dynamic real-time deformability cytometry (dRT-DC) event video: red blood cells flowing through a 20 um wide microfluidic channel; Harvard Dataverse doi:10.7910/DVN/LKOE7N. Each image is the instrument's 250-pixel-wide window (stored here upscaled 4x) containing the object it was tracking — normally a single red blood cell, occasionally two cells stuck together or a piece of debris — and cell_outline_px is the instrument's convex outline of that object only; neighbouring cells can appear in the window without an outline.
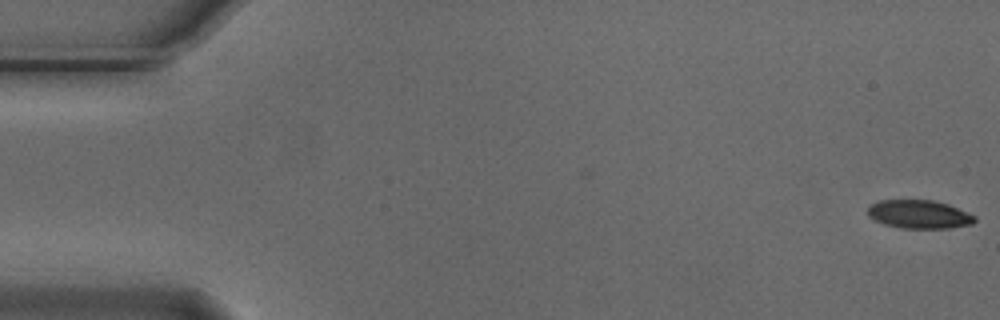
{"species": "Egyptian fruit bat (a non-hibernating species)", "species_latin": "Rousettus aegyptiacus", "temperature_condition": "cold", "stored_images_in_passage": 6, "camera_frame_rate_fps": 3000, "um_per_image_px": 0.085, "animal": {"sex": "male"}, "frame": {"image": 1, "passage_image": 1, "time_ms": 0.0, "image_size_px": [1000, 320], "cell_outline_px": [[976, 220], [972, 224], [948, 228], [900, 228], [884, 224], [868, 216], [868, 208], [872, 204], [880, 200], [932, 200], [948, 204], [976, 216]], "centroid_in_image_um": [78.13, 18.21], "position_along_channel_um": 6.9, "area_um2": 17.63}}